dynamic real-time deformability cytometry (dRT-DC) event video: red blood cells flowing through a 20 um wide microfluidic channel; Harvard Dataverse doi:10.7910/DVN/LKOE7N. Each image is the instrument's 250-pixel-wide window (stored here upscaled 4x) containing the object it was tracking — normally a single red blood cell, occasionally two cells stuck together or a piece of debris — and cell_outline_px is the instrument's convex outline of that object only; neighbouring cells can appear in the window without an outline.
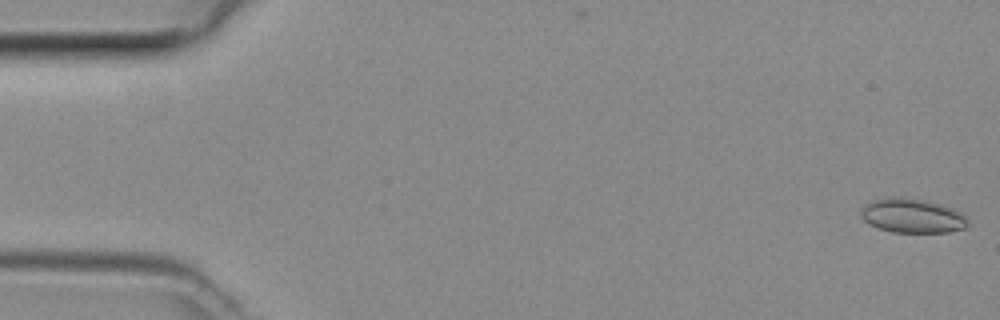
{"species": "common noctule bat (a hibernating species)", "species_latin": "Nyctalus noctula", "temperature_condition": "room temperature", "stored_images_in_passage": 48, "camera_frame_rate_fps": 3000, "um_per_image_px": 0.085, "animal": {"sex": "female", "body_mass_g": 29.2, "forearm_length_mm": 56.3}, "frame": {"image": 1, "passage_image": 1, "time_ms": 0.0, "image_size_px": [1000, 320], "cell_outline_px": [[968, 224], [964, 228], [948, 232], [892, 232], [868, 224], [860, 216], [860, 208], [872, 200], [896, 196], [920, 200], [952, 208], [960, 212], [968, 220]], "centroid_in_image_um": [77.49, 18.35], "position_along_channel_um": 7.5, "area_um2": 21.1}}
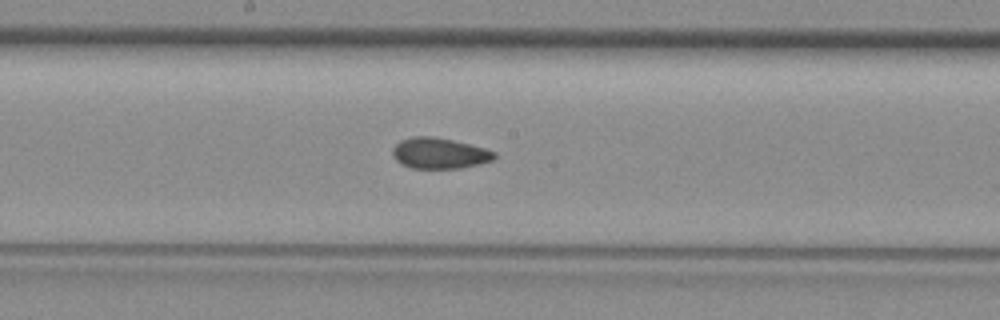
{"frame": {"image": 2, "passage_image": 25, "time_ms": 8.0, "image_size_px": [1000, 320], "cell_outline_px": [[496, 160], [480, 164], [460, 168], [412, 168], [400, 164], [392, 156], [392, 148], [400, 140], [412, 136], [432, 136], [452, 140], [484, 148], [496, 152]], "centroid_in_image_um": [37.34, 13.03], "position_along_channel_um": 210.9, "area_um2": 18.44}}
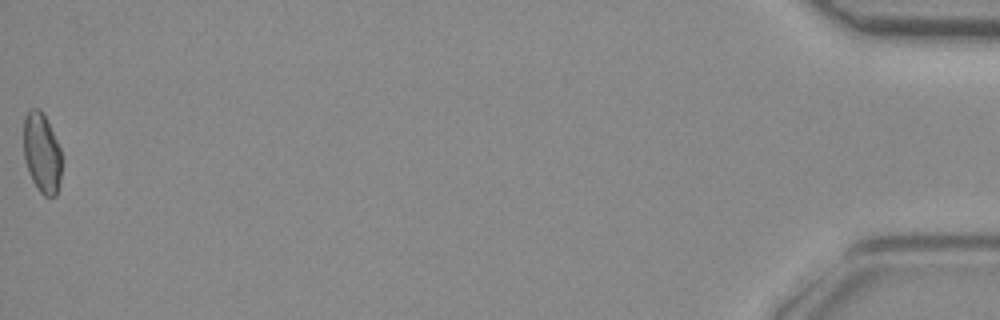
{"frame": {"image": 3, "passage_image": 48, "time_ms": 15.667, "image_size_px": [1000, 320], "cell_outline_px": [[60, 180], [56, 196], [44, 196], [40, 192], [32, 180], [28, 172], [24, 160], [24, 116], [28, 108], [40, 108], [60, 148]], "centroid_in_image_um": [3.52, 12.99], "position_along_channel_um": 431.7, "area_um2": 17.57}}